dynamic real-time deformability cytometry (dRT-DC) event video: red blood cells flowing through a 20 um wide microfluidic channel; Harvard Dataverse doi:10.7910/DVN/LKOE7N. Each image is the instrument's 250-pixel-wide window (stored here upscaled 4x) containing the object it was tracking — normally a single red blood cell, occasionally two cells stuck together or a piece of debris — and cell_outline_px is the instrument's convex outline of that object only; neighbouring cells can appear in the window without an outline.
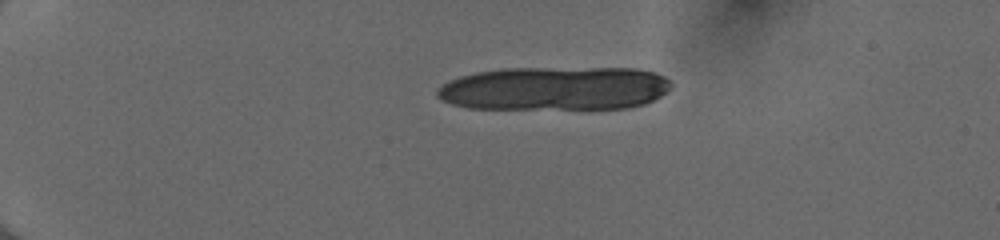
{"species": "human", "species_latin": "Homo sapiens", "temperature_condition": "cold", "stored_images_in_passage": 10, "camera_frame_rate_fps": 3000, "um_per_image_px": 0.085, "donor": {"sex": "female"}, "frame": {"image": 1, "passage_image": 1, "time_ms": 0.0, "image_size_px": [1000, 240], "cell_outline_px": [[672, 84], [660, 96], [644, 104], [628, 108], [468, 108], [452, 104], [436, 96], [436, 88], [448, 80], [460, 76], [476, 72], [500, 68], [636, 68], [652, 72], [664, 76]], "centroid_in_image_um": [47.1, 7.5], "position_along_channel_um": 37.9, "area_um2": 59.59}}